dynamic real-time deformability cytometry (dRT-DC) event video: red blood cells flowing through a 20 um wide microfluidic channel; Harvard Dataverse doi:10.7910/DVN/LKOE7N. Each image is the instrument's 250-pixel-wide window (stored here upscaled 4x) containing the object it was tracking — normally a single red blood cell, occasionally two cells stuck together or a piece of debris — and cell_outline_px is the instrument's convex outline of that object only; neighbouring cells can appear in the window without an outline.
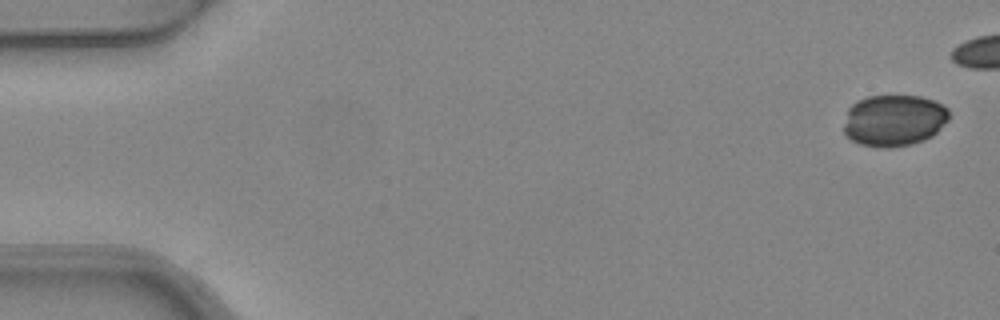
{"species": "common noctule bat (a hibernating species)", "species_latin": "Nyctalus noctula", "temperature_condition": "warm", "stored_images_in_passage": 5, "camera_frame_rate_fps": 3000, "um_per_image_px": 0.085, "animal": {"sex": "female", "body_mass_g": 24.6, "forearm_length_mm": 56.2}, "frame": {"image": 1, "passage_image": 1, "time_ms": 0.0, "image_size_px": [1000, 320], "cell_outline_px": [[948, 120], [932, 136], [924, 140], [912, 144], [888, 148], [860, 144], [852, 140], [844, 132], [844, 124], [848, 108], [856, 100], [868, 96], [920, 96], [932, 100], [948, 108]], "centroid_in_image_um": [75.97, 10.23], "position_along_channel_um": 9.0, "area_um2": 31.56}}